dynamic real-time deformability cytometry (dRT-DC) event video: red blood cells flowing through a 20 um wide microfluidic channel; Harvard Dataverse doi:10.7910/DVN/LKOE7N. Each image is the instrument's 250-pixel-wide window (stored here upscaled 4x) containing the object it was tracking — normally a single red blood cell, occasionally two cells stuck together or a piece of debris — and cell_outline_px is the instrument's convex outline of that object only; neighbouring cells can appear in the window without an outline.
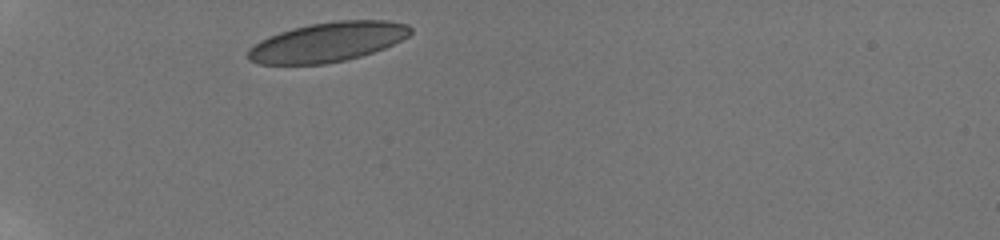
{"species": "human", "species_latin": "Homo sapiens", "temperature_condition": "room temperature", "stored_images_in_passage": 11, "camera_frame_rate_fps": 3000, "um_per_image_px": 0.085, "donor": {"sex": "male"}, "frame": {"image": 1, "passage_image": 1, "time_ms": 0.0, "image_size_px": [1000, 240], "cell_outline_px": [[412, 32], [408, 36], [384, 48], [360, 56], [344, 60], [324, 64], [260, 64], [248, 60], [248, 48], [260, 40], [268, 36], [292, 28], [308, 24], [336, 20], [388, 20], [408, 24], [412, 28]], "centroid_in_image_um": [27.84, 3.56], "position_along_channel_um": 57.2, "area_um2": 37.45}}
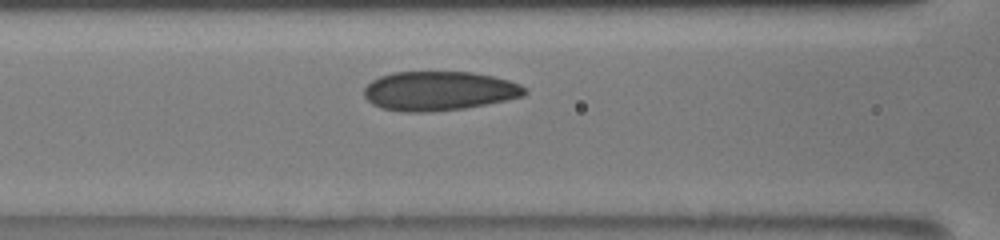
{"frame": {"image": 2, "passage_image": 7, "time_ms": 2.667, "image_size_px": [1000, 240], "cell_outline_px": [[528, 92], [524, 96], [464, 108], [428, 112], [400, 112], [380, 108], [372, 104], [364, 96], [364, 88], [372, 80], [380, 76], [392, 72], [472, 72], [492, 76], [508, 80], [520, 84], [528, 88]], "centroid_in_image_um": [37.3, 7.73], "position_along_channel_um": 129.3, "area_um2": 36.82}}
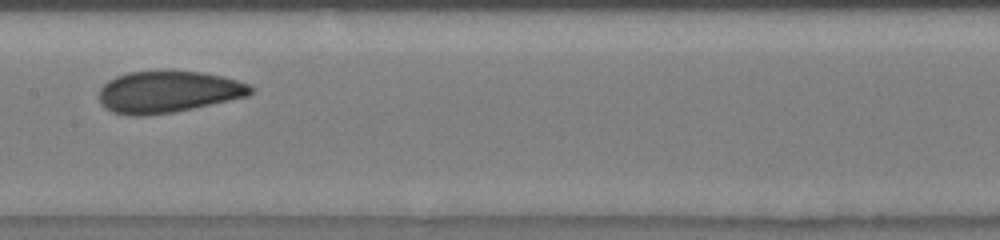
{"frame": {"image": 3, "passage_image": 10, "time_ms": 4.333, "image_size_px": [1000, 240], "cell_outline_px": [[256, 88], [248, 96], [192, 108], [172, 112], [144, 116], [132, 116], [112, 112], [100, 100], [100, 88], [108, 80], [116, 76], [128, 72], [200, 72], [220, 76], [236, 80], [248, 84]], "centroid_in_image_um": [14.29, 7.82], "position_along_channel_um": 193.1, "area_um2": 36.24}}